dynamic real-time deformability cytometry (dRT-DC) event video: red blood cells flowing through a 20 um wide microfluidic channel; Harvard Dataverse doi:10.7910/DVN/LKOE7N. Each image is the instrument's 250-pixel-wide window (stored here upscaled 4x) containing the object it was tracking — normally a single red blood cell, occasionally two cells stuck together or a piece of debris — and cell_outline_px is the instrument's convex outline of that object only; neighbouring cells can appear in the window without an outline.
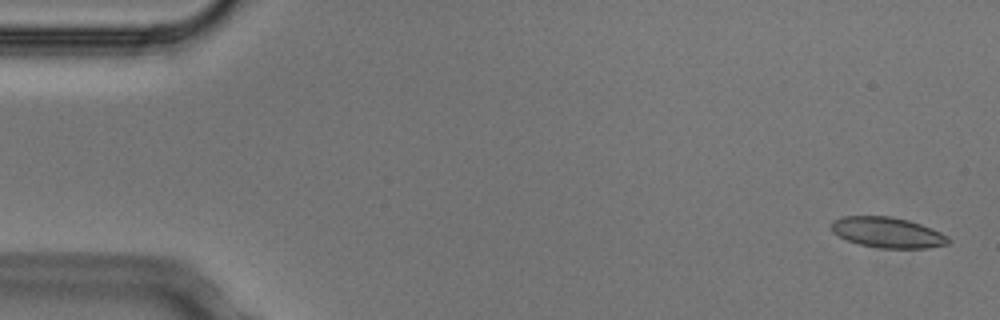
{"species": "Egyptian fruit bat (a non-hibernating species)", "species_latin": "Rousettus aegyptiacus", "temperature_condition": "cold", "stored_images_in_passage": 5, "camera_frame_rate_fps": 3000, "um_per_image_px": 0.085, "animal": {"sex": "male"}, "frame": {"image": 1, "passage_image": 1, "time_ms": 0.0, "image_size_px": [1000, 320], "cell_outline_px": [[952, 240], [948, 244], [928, 248], [880, 248], [860, 244], [848, 240], [832, 232], [832, 220], [844, 216], [888, 216], [908, 220], [932, 228], [948, 236]], "centroid_in_image_um": [75.47, 19.76], "position_along_channel_um": 9.5, "area_um2": 20.75}}